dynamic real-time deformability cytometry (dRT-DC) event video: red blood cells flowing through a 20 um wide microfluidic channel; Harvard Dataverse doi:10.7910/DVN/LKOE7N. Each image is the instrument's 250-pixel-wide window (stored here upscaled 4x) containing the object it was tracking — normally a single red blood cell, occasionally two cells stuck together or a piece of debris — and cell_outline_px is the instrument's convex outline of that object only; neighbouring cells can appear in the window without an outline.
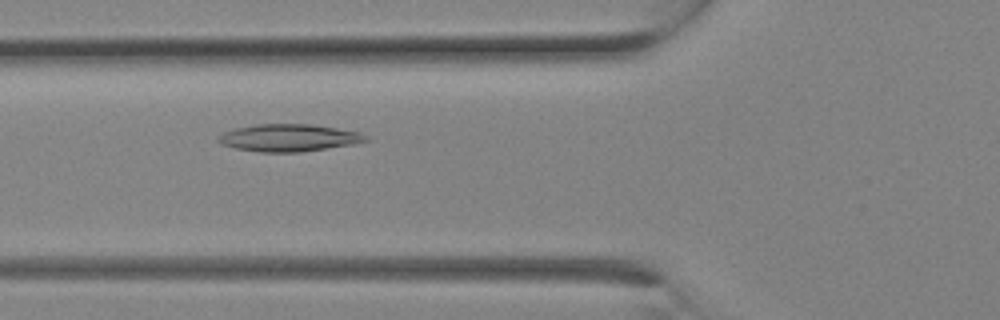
{"species": "Egyptian fruit bat (a non-hibernating species)", "species_latin": "Rousettus aegyptiacus", "temperature_condition": "room temperature", "stored_images_in_passage": 12, "camera_frame_rate_fps": 3000, "um_per_image_px": 0.085, "animal": {"sex": "female"}, "frame": {"image": 1, "passage_image": 9, "time_ms": 2.667, "image_size_px": [1000, 320], "cell_outline_px": [[372, 140], [356, 144], [300, 152], [260, 152], [236, 148], [220, 144], [216, 140], [224, 132], [236, 128], [256, 124], [312, 124], [360, 132], [368, 136]], "centroid_in_image_um": [24.61, 11.71], "position_along_channel_um": 101.2, "area_um2": 23.58}}
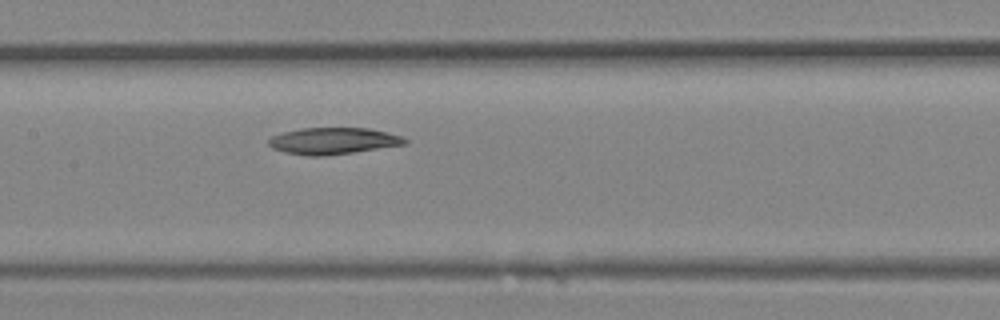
{"frame": {"image": 2, "passage_image": 12, "time_ms": 3.667, "image_size_px": [1000, 320], "cell_outline_px": [[408, 144], [324, 156], [308, 156], [284, 152], [272, 148], [268, 144], [268, 140], [272, 136], [284, 132], [304, 128], [368, 128], [388, 132], [400, 136], [408, 140]], "centroid_in_image_um": [28.32, 11.98], "position_along_channel_um": 179.1, "area_um2": 21.04}}